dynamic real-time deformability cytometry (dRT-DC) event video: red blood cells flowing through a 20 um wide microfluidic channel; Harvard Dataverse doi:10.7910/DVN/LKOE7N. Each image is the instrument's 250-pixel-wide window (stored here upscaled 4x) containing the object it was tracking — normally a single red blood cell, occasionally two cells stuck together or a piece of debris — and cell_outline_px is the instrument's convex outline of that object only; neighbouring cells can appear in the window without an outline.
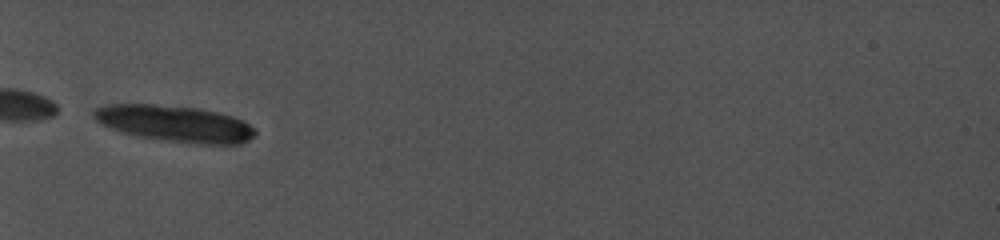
{"species": "common noctule bat (a hibernating species)", "species_latin": "Nyctalus noctula", "temperature_condition": "cold", "stored_images_in_passage": 21, "camera_frame_rate_fps": 5000, "um_per_image_px": 0.085, "animal": {"sex": "female", "body_mass_g": 19.0, "forearm_length_mm": 56.7}, "frame": {"image": 1, "passage_image": 1, "time_ms": 0.0, "image_size_px": [1000, 240], "cell_outline_px": [[256, 132], [248, 140], [240, 144], [196, 144], [156, 140], [136, 136], [120, 132], [100, 124], [92, 116], [92, 112], [96, 108], [108, 104], [152, 104], [196, 108], [216, 112], [232, 116], [244, 120], [256, 128]], "centroid_in_image_um": [14.84, 10.52], "position_along_channel_um": 70.2, "area_um2": 34.56}}